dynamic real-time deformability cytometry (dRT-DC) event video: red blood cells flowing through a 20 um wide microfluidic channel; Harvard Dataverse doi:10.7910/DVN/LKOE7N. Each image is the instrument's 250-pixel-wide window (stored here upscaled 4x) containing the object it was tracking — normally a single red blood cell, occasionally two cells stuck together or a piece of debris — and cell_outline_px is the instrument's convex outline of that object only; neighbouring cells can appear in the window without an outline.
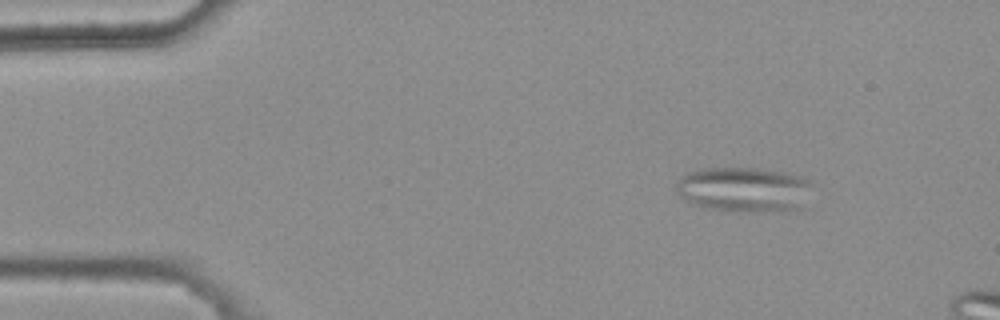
{"species": "common noctule bat (a hibernating species)", "species_latin": "Nyctalus noctula", "temperature_condition": "warm", "stored_images_in_passage": 4, "camera_frame_rate_fps": 3000, "um_per_image_px": 0.085, "animal": {"sex": "female", "body_mass_g": 25.1}, "frame": {"image": 1, "passage_image": 2, "time_ms": 0.333, "image_size_px": [1000, 320], "cell_outline_px": [[812, 180], [804, 208], [748, 212], [724, 212], [704, 208], [684, 200], [676, 192], [676, 184], [680, 176], [688, 172], [700, 168], [756, 168], [784, 172], [804, 176]], "centroid_in_image_um": [63.21, 16.11], "position_along_channel_um": 21.8, "area_um2": 36.3}}